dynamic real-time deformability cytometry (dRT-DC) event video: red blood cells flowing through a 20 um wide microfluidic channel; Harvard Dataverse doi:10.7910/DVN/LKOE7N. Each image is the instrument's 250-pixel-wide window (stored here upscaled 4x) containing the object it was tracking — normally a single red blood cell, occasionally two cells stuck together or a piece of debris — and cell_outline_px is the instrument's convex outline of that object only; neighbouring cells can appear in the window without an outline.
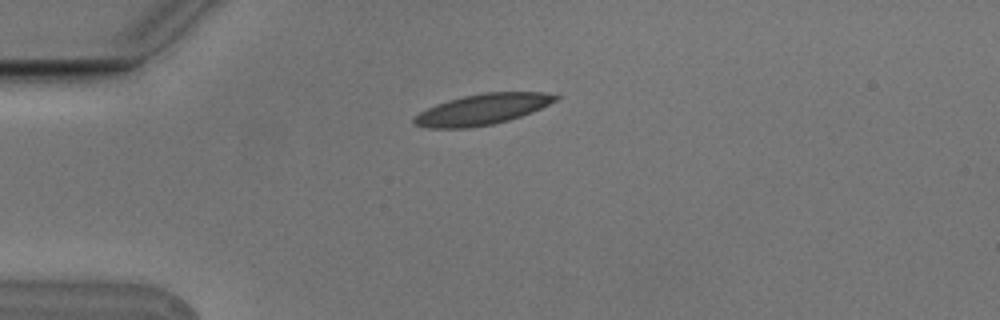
{"species": "Egyptian fruit bat (a non-hibernating species)", "species_latin": "Rousettus aegyptiacus", "temperature_condition": "cold", "stored_images_in_passage": 2, "camera_frame_rate_fps": 3000, "um_per_image_px": 0.085, "animal": {"sex": "male"}, "frame": {"image": 1, "passage_image": 2, "time_ms": 0.333, "image_size_px": [1000, 320], "cell_outline_px": [[560, 96], [556, 100], [532, 112], [508, 120], [492, 124], [468, 128], [428, 128], [412, 124], [412, 120], [420, 112], [436, 104], [448, 100], [464, 96], [484, 92], [544, 92]], "centroid_in_image_um": [40.97, 9.3], "position_along_channel_um": 44.0, "area_um2": 25.14}}